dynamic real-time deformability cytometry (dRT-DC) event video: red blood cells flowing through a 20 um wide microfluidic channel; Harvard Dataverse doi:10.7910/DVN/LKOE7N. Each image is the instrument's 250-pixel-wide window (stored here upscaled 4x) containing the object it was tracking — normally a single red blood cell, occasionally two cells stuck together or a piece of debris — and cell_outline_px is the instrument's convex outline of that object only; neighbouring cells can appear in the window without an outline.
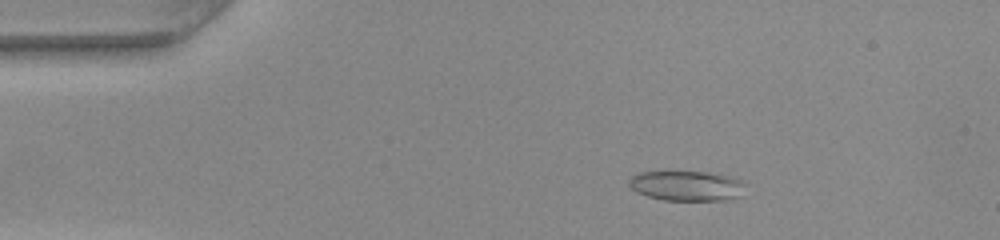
{"species": "common noctule bat (a hibernating species)", "species_latin": "Nyctalus noctula", "temperature_condition": "warm", "stored_images_in_passage": 51, "camera_frame_rate_fps": 3000, "um_per_image_px": 0.085, "animal": {"sex": "female", "body_mass_g": 22.0, "forearm_length_mm": 56.7}, "frame": {"image": 1, "passage_image": 9, "time_ms": 2.667, "image_size_px": [1000, 240], "cell_outline_px": [[748, 184], [740, 196], [732, 200], [664, 200], [648, 196], [636, 192], [628, 184], [628, 180], [632, 176], [640, 172], [708, 172], [732, 176]], "centroid_in_image_um": [58.43, 15.8], "position_along_channel_um": 26.6, "area_um2": 20.58}}
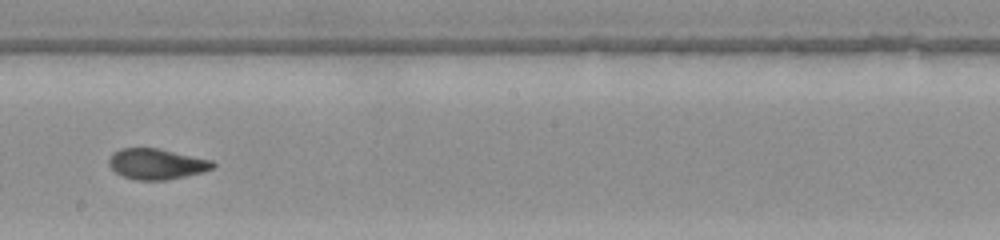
{"frame": {"image": 2, "passage_image": 29, "time_ms": 9.333, "image_size_px": [1000, 240], "cell_outline_px": [[216, 168], [168, 180], [136, 180], [120, 176], [108, 164], [108, 160], [112, 152], [120, 148], [160, 148], [212, 160], [216, 164]], "centroid_in_image_um": [13.29, 13.93], "position_along_channel_um": 234.9, "area_um2": 18.79}}
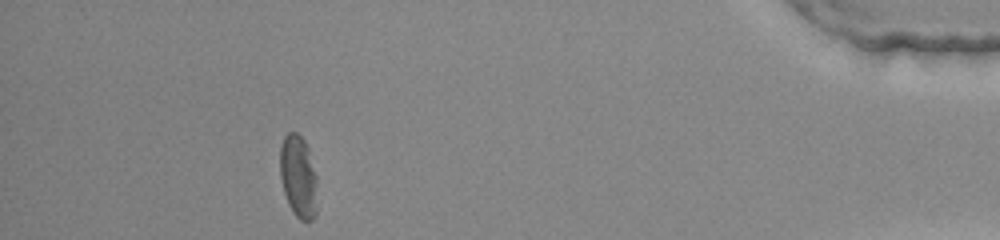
{"frame": {"image": 3, "passage_image": 46, "time_ms": 15.0, "image_size_px": [1000, 240], "cell_outline_px": [[316, 216], [312, 220], [300, 220], [292, 212], [288, 204], [284, 192], [280, 176], [280, 148], [284, 136], [288, 132], [296, 132], [304, 140], [308, 148], [316, 176]], "centroid_in_image_um": [25.35, 15.02], "position_along_channel_um": 409.9, "area_um2": 17.92}, "authors_computed_cell_mechanics": {"area_um2": 18.8428, "velocity_mm_per_s": 4.0894, "shape_relaxation_time_tau1_ms": 5.3471, "shape_relaxation_time_tau2_ms": 1.8767, "deformation_change_tau1": 0.2014, "deformation_change_tau2": 0.0851}}